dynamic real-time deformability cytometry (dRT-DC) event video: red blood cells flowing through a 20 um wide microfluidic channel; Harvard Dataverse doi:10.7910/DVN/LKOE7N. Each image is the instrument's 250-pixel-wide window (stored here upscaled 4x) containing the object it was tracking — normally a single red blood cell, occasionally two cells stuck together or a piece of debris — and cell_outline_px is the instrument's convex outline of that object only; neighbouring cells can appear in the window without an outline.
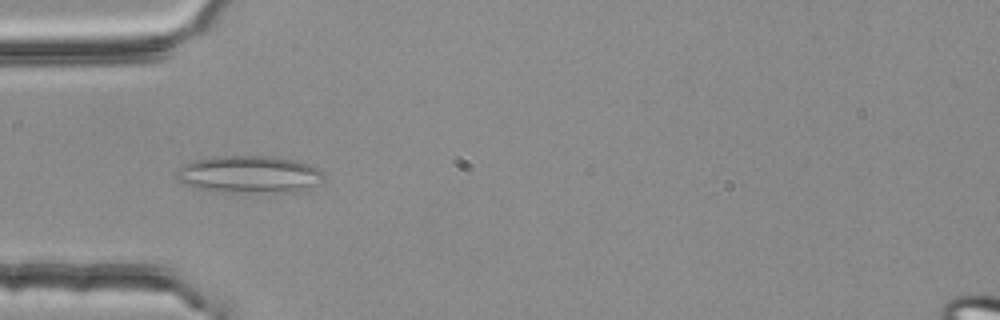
{"species": "common noctule bat (a hibernating species)", "species_latin": "Nyctalus noctula", "temperature_condition": "room temperature", "stored_images_in_passage": 3, "camera_frame_rate_fps": 3000, "um_per_image_px": 0.085, "animal": {"sex": "female", "body_mass_g": 25.1}, "frame": {"image": 1, "passage_image": 3, "time_ms": 0.667, "image_size_px": [1000, 320], "cell_outline_px": [[324, 180], [320, 184], [296, 192], [228, 192], [196, 188], [184, 184], [176, 180], [176, 172], [184, 164], [196, 160], [216, 156], [272, 156], [296, 160], [308, 164], [316, 168], [324, 176]], "centroid_in_image_um": [21.2, 14.83], "position_along_channel_um": 63.8, "area_um2": 32.08}}